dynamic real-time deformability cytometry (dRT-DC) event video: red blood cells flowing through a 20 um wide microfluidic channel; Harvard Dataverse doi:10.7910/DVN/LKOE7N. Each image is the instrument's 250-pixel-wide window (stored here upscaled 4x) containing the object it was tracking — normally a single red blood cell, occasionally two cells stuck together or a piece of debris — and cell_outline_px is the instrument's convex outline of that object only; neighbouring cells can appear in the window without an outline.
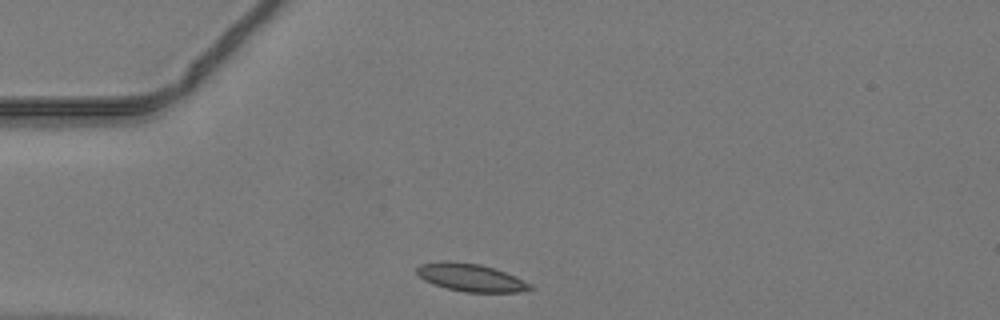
{"species": "common noctule bat (a hibernating species)", "species_latin": "Nyctalus noctula", "temperature_condition": "warm", "stored_images_in_passage": 36, "camera_frame_rate_fps": 3000, "um_per_image_px": 0.085, "animal": {"sex": "male", "body_mass_g": 19.2, "forearm_length_mm": 51.8}, "frame": {"image": 1, "passage_image": 1, "time_ms": 0.0, "image_size_px": [1000, 320], "cell_outline_px": [[536, 288], [520, 292], [464, 292], [448, 288], [424, 280], [416, 272], [416, 268], [420, 264], [480, 264], [516, 276], [532, 284]], "centroid_in_image_um": [40.15, 23.65], "position_along_channel_um": 44.9, "area_um2": 17.4}}
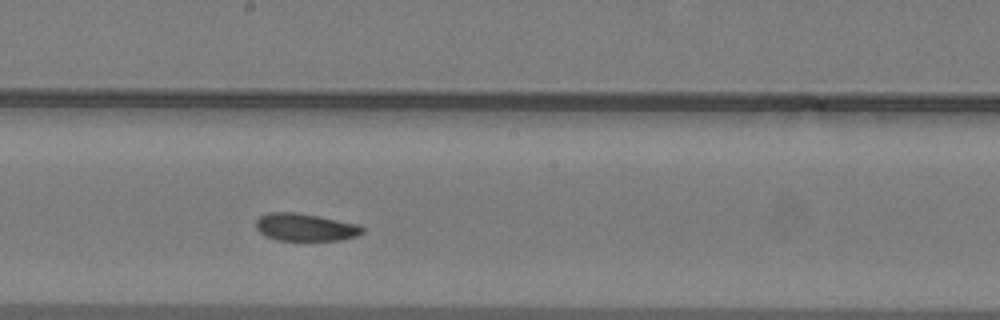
{"frame": {"image": 2, "passage_image": 15, "time_ms": 4.667, "image_size_px": [1000, 320], "cell_outline_px": [[364, 232], [356, 236], [344, 240], [276, 240], [264, 236], [256, 228], [256, 220], [260, 216], [268, 212], [296, 212], [356, 224], [364, 228]], "centroid_in_image_um": [25.91, 19.32], "position_along_channel_um": 222.3, "area_um2": 16.99}}
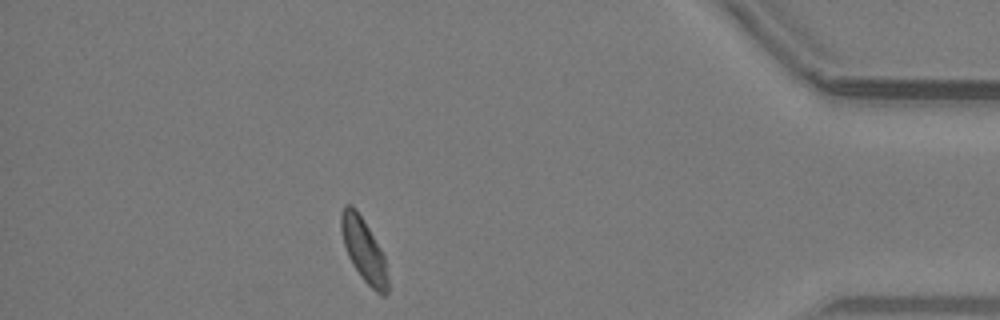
{"frame": {"image": 3, "passage_image": 31, "time_ms": 10.0, "image_size_px": [1000, 320], "cell_outline_px": [[388, 292], [384, 296], [376, 292], [360, 276], [352, 264], [348, 256], [344, 244], [340, 228], [340, 212], [344, 204], [352, 204], [356, 208], [380, 248], [384, 256], [388, 280]], "centroid_in_image_um": [30.89, 21.23], "position_along_channel_um": 404.3, "area_um2": 17.17}}